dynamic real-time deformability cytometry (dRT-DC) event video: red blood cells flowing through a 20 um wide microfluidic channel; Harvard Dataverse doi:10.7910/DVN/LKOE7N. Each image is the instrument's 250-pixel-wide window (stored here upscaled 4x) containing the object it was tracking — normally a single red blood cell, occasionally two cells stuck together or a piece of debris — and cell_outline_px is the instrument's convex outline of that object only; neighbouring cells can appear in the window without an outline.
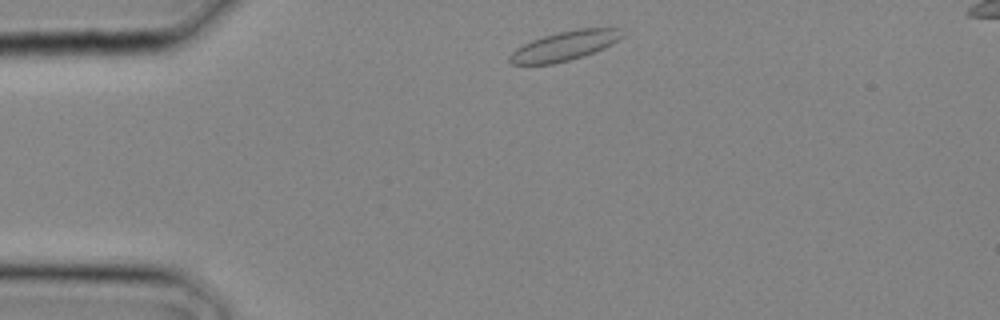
{"species": "common noctule bat (a hibernating species)", "species_latin": "Nyctalus noctula", "temperature_condition": "cold", "stored_images_in_passage": 11, "camera_frame_rate_fps": 3000, "um_per_image_px": 0.085, "animal": {"sex": "male", "body_mass_g": 20.4}, "frame": {"image": 1, "passage_image": 1, "time_ms": 0.0, "image_size_px": [1000, 320], "cell_outline_px": [[628, 32], [624, 36], [612, 44], [604, 48], [568, 60], [552, 64], [512, 64], [508, 60], [508, 56], [516, 48], [532, 40], [544, 36], [560, 32], [580, 28], [620, 28]], "centroid_in_image_um": [48.03, 3.88], "position_along_channel_um": 37.0, "area_um2": 19.13}}
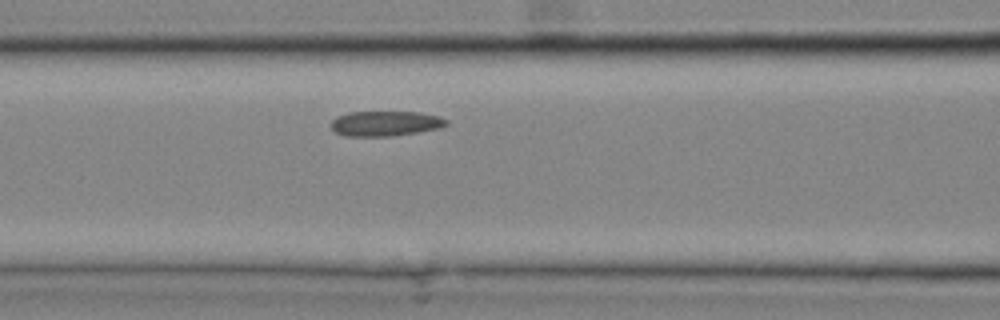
{"frame": {"image": 2, "passage_image": 7, "time_ms": 2.0, "image_size_px": [1000, 320], "cell_outline_px": [[448, 124], [440, 128], [416, 132], [388, 136], [344, 136], [336, 132], [332, 128], [332, 120], [336, 116], [348, 112], [416, 112], [436, 116], [448, 120]], "centroid_in_image_um": [32.72, 10.49], "position_along_channel_um": 133.9, "area_um2": 16.65}}
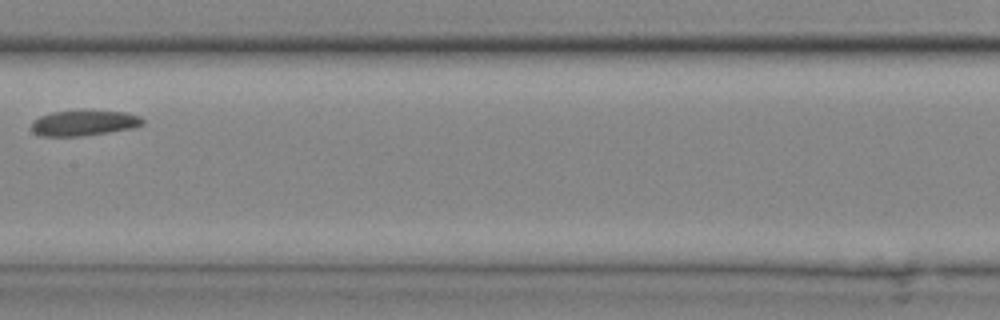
{"frame": {"image": 3, "passage_image": 10, "time_ms": 3.0, "image_size_px": [1000, 320], "cell_outline_px": [[144, 124], [132, 128], [84, 136], [40, 136], [32, 132], [32, 120], [40, 116], [52, 112], [124, 112], [140, 116], [144, 120]], "centroid_in_image_um": [7.11, 10.48], "position_along_channel_um": 200.3, "area_um2": 16.13}}